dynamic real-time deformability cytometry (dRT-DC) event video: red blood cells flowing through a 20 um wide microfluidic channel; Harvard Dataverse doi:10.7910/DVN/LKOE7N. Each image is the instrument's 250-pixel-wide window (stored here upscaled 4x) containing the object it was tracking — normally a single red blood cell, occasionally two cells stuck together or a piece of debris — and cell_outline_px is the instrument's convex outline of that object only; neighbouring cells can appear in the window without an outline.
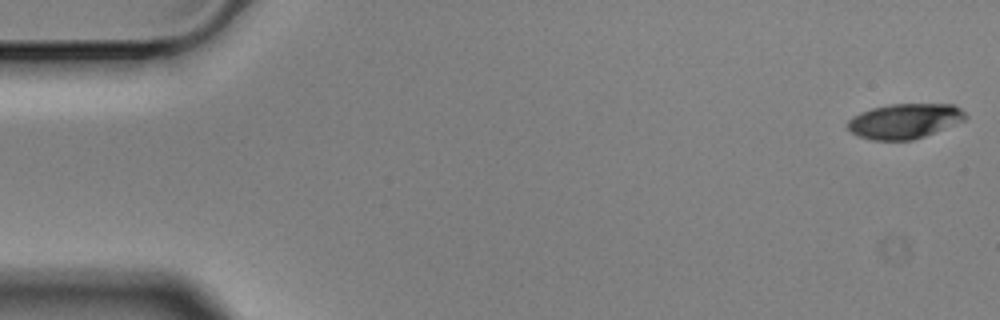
{"species": "Egyptian fruit bat (a non-hibernating species)", "species_latin": "Rousettus aegyptiacus", "temperature_condition": "cold", "stored_images_in_passage": 7, "camera_frame_rate_fps": 3000, "um_per_image_px": 0.085, "animal": {"sex": "male"}, "frame": {"image": 1, "passage_image": 1, "time_ms": 0.0, "image_size_px": [1000, 320], "cell_outline_px": [[968, 116], [964, 120], [924, 136], [912, 140], [872, 140], [856, 136], [848, 128], [848, 120], [852, 116], [860, 112], [872, 108], [892, 104], [952, 104], [960, 108]], "centroid_in_image_um": [76.86, 10.29], "position_along_channel_um": 8.1, "area_um2": 23.87}}
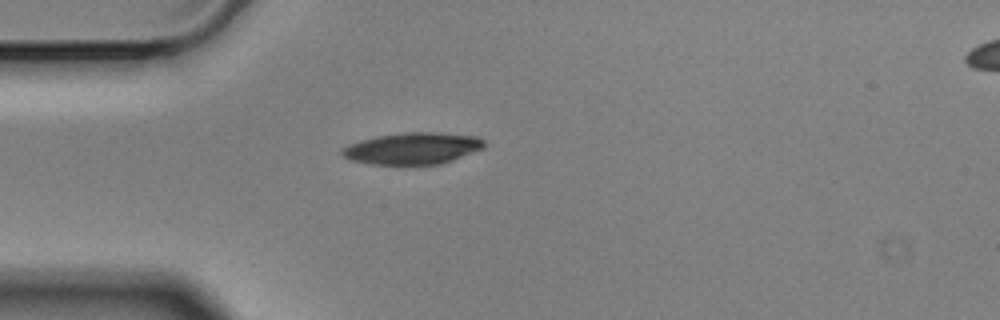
{"frame": {"image": 2, "passage_image": 5, "time_ms": 1.333, "image_size_px": [1000, 320], "cell_outline_px": [[484, 148], [452, 160], [440, 164], [396, 168], [372, 164], [352, 160], [344, 156], [340, 152], [344, 148], [360, 140], [376, 136], [404, 132], [440, 132], [476, 136], [484, 140]], "centroid_in_image_um": [35.08, 12.65], "position_along_channel_um": 49.9, "area_um2": 26.99}}